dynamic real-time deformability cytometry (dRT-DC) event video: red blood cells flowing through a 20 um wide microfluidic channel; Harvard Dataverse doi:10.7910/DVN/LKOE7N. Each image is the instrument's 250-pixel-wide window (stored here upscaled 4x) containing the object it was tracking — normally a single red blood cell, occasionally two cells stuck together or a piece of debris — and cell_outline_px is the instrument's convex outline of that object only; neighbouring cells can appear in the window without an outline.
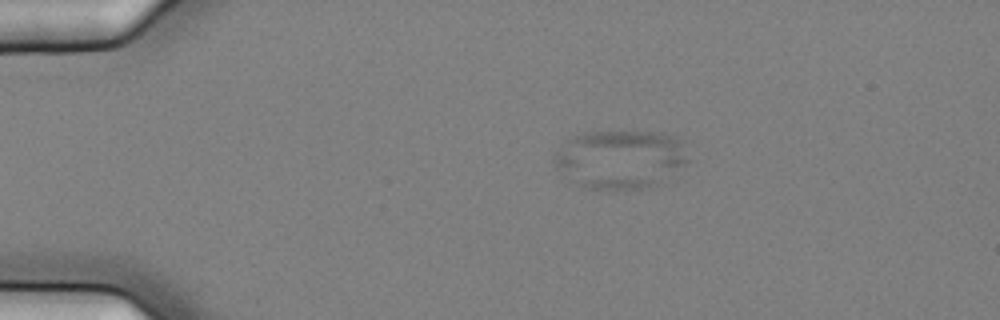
{"species": "common noctule bat (a hibernating species)", "species_latin": "Nyctalus noctula", "temperature_condition": "cold", "stored_images_in_passage": 9, "camera_frame_rate_fps": 3000, "um_per_image_px": 0.085, "animal": {"sex": "female", "body_mass_g": 25.1}, "frame": {"image": 1, "passage_image": 4, "time_ms": 1.0, "image_size_px": [1000, 320], "cell_outline_px": [[688, 160], [676, 180], [648, 188], [588, 188], [580, 184], [556, 168], [552, 164], [552, 152], [564, 140], [572, 136], [584, 132], [652, 132], [672, 136], [684, 140]], "centroid_in_image_um": [52.79, 13.53], "position_along_channel_um": 32.2, "area_um2": 46.76}}
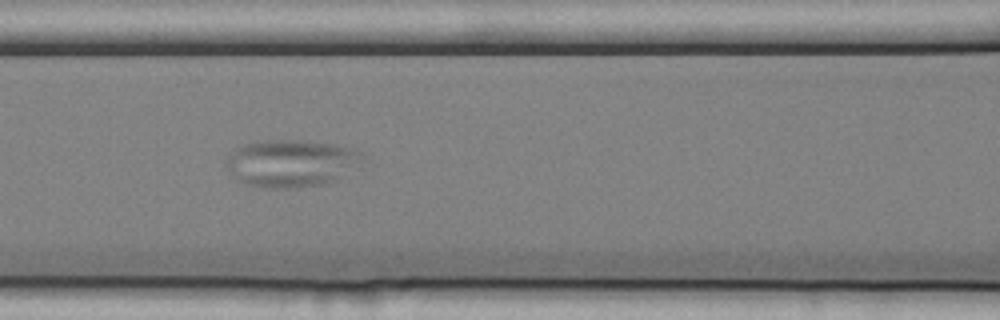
{"frame": {"image": 2, "passage_image": 8, "time_ms": 2.333, "image_size_px": [1000, 320], "cell_outline_px": [[360, 152], [356, 160], [332, 180], [324, 184], [296, 188], [264, 188], [244, 184], [236, 180], [224, 164], [224, 160], [228, 152], [240, 144], [264, 140], [300, 140], [332, 144], [348, 148]], "centroid_in_image_um": [24.48, 13.86], "position_along_channel_um": 142.1, "area_um2": 36.82}}
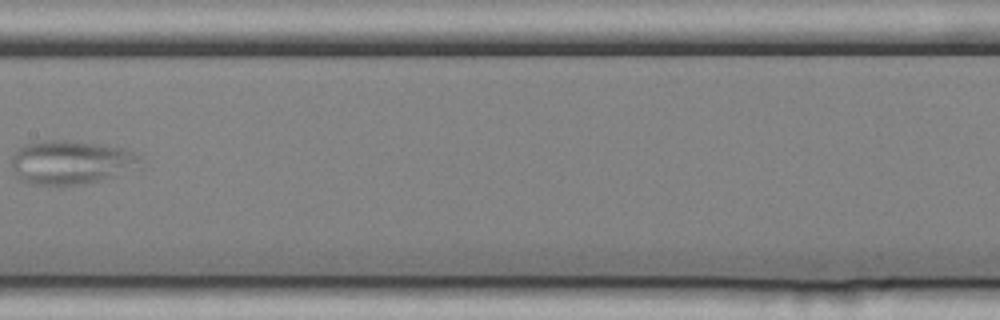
{"frame": {"image": 3, "passage_image": 9, "time_ms": 2.667, "image_size_px": [1000, 320], "cell_outline_px": [[140, 160], [132, 168], [116, 176], [80, 184], [60, 188], [32, 184], [20, 180], [12, 172], [12, 156], [24, 144], [40, 140], [64, 140], [100, 144], [124, 148], [140, 156]], "centroid_in_image_um": [5.94, 13.82], "position_along_channel_um": 201.5, "area_um2": 33.12}}